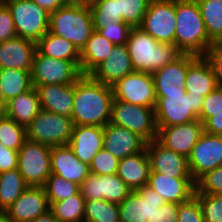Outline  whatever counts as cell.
Masks as SVG:
<instances>
[{
    "label": "cell",
    "mask_w": 222,
    "mask_h": 222,
    "mask_svg": "<svg viewBox=\"0 0 222 222\" xmlns=\"http://www.w3.org/2000/svg\"><path fill=\"white\" fill-rule=\"evenodd\" d=\"M114 99L112 87L82 75L74 83L72 120L74 125L104 127L110 122Z\"/></svg>",
    "instance_id": "cell-1"
},
{
    "label": "cell",
    "mask_w": 222,
    "mask_h": 222,
    "mask_svg": "<svg viewBox=\"0 0 222 222\" xmlns=\"http://www.w3.org/2000/svg\"><path fill=\"white\" fill-rule=\"evenodd\" d=\"M33 87L31 72L21 69H0V88L4 102L31 89Z\"/></svg>",
    "instance_id": "cell-32"
},
{
    "label": "cell",
    "mask_w": 222,
    "mask_h": 222,
    "mask_svg": "<svg viewBox=\"0 0 222 222\" xmlns=\"http://www.w3.org/2000/svg\"><path fill=\"white\" fill-rule=\"evenodd\" d=\"M177 222H205L201 206L195 196L179 204Z\"/></svg>",
    "instance_id": "cell-45"
},
{
    "label": "cell",
    "mask_w": 222,
    "mask_h": 222,
    "mask_svg": "<svg viewBox=\"0 0 222 222\" xmlns=\"http://www.w3.org/2000/svg\"><path fill=\"white\" fill-rule=\"evenodd\" d=\"M194 194L222 195V166L209 170L195 181Z\"/></svg>",
    "instance_id": "cell-41"
},
{
    "label": "cell",
    "mask_w": 222,
    "mask_h": 222,
    "mask_svg": "<svg viewBox=\"0 0 222 222\" xmlns=\"http://www.w3.org/2000/svg\"><path fill=\"white\" fill-rule=\"evenodd\" d=\"M85 222H120L119 204L106 200H87L84 209Z\"/></svg>",
    "instance_id": "cell-36"
},
{
    "label": "cell",
    "mask_w": 222,
    "mask_h": 222,
    "mask_svg": "<svg viewBox=\"0 0 222 222\" xmlns=\"http://www.w3.org/2000/svg\"><path fill=\"white\" fill-rule=\"evenodd\" d=\"M134 72L126 45H115L111 54L89 75L106 86H114L120 79Z\"/></svg>",
    "instance_id": "cell-20"
},
{
    "label": "cell",
    "mask_w": 222,
    "mask_h": 222,
    "mask_svg": "<svg viewBox=\"0 0 222 222\" xmlns=\"http://www.w3.org/2000/svg\"><path fill=\"white\" fill-rule=\"evenodd\" d=\"M28 187L17 168L0 173V211L12 205Z\"/></svg>",
    "instance_id": "cell-33"
},
{
    "label": "cell",
    "mask_w": 222,
    "mask_h": 222,
    "mask_svg": "<svg viewBox=\"0 0 222 222\" xmlns=\"http://www.w3.org/2000/svg\"><path fill=\"white\" fill-rule=\"evenodd\" d=\"M33 87L37 90L41 110L67 117L72 116L74 83Z\"/></svg>",
    "instance_id": "cell-26"
},
{
    "label": "cell",
    "mask_w": 222,
    "mask_h": 222,
    "mask_svg": "<svg viewBox=\"0 0 222 222\" xmlns=\"http://www.w3.org/2000/svg\"><path fill=\"white\" fill-rule=\"evenodd\" d=\"M4 113V110L0 107V116Z\"/></svg>",
    "instance_id": "cell-57"
},
{
    "label": "cell",
    "mask_w": 222,
    "mask_h": 222,
    "mask_svg": "<svg viewBox=\"0 0 222 222\" xmlns=\"http://www.w3.org/2000/svg\"><path fill=\"white\" fill-rule=\"evenodd\" d=\"M127 49L135 72L153 73L182 53L174 44L160 43L140 27H132Z\"/></svg>",
    "instance_id": "cell-3"
},
{
    "label": "cell",
    "mask_w": 222,
    "mask_h": 222,
    "mask_svg": "<svg viewBox=\"0 0 222 222\" xmlns=\"http://www.w3.org/2000/svg\"><path fill=\"white\" fill-rule=\"evenodd\" d=\"M13 17L17 37L37 42L49 29V15L31 0H3Z\"/></svg>",
    "instance_id": "cell-8"
},
{
    "label": "cell",
    "mask_w": 222,
    "mask_h": 222,
    "mask_svg": "<svg viewBox=\"0 0 222 222\" xmlns=\"http://www.w3.org/2000/svg\"><path fill=\"white\" fill-rule=\"evenodd\" d=\"M203 132L222 136V112L215 113L203 122Z\"/></svg>",
    "instance_id": "cell-51"
},
{
    "label": "cell",
    "mask_w": 222,
    "mask_h": 222,
    "mask_svg": "<svg viewBox=\"0 0 222 222\" xmlns=\"http://www.w3.org/2000/svg\"><path fill=\"white\" fill-rule=\"evenodd\" d=\"M50 208L43 186H28L4 212L14 222H31Z\"/></svg>",
    "instance_id": "cell-18"
},
{
    "label": "cell",
    "mask_w": 222,
    "mask_h": 222,
    "mask_svg": "<svg viewBox=\"0 0 222 222\" xmlns=\"http://www.w3.org/2000/svg\"><path fill=\"white\" fill-rule=\"evenodd\" d=\"M202 209L205 222H222V195L194 194Z\"/></svg>",
    "instance_id": "cell-42"
},
{
    "label": "cell",
    "mask_w": 222,
    "mask_h": 222,
    "mask_svg": "<svg viewBox=\"0 0 222 222\" xmlns=\"http://www.w3.org/2000/svg\"><path fill=\"white\" fill-rule=\"evenodd\" d=\"M157 129L156 140L162 146L188 158L203 133V123L198 119L186 124Z\"/></svg>",
    "instance_id": "cell-16"
},
{
    "label": "cell",
    "mask_w": 222,
    "mask_h": 222,
    "mask_svg": "<svg viewBox=\"0 0 222 222\" xmlns=\"http://www.w3.org/2000/svg\"><path fill=\"white\" fill-rule=\"evenodd\" d=\"M222 112V88L217 87L203 98V104L198 119L203 123L208 117Z\"/></svg>",
    "instance_id": "cell-46"
},
{
    "label": "cell",
    "mask_w": 222,
    "mask_h": 222,
    "mask_svg": "<svg viewBox=\"0 0 222 222\" xmlns=\"http://www.w3.org/2000/svg\"><path fill=\"white\" fill-rule=\"evenodd\" d=\"M17 37L13 17L7 5L0 2V42Z\"/></svg>",
    "instance_id": "cell-48"
},
{
    "label": "cell",
    "mask_w": 222,
    "mask_h": 222,
    "mask_svg": "<svg viewBox=\"0 0 222 222\" xmlns=\"http://www.w3.org/2000/svg\"><path fill=\"white\" fill-rule=\"evenodd\" d=\"M150 0H118L119 21L131 27H139L148 9Z\"/></svg>",
    "instance_id": "cell-40"
},
{
    "label": "cell",
    "mask_w": 222,
    "mask_h": 222,
    "mask_svg": "<svg viewBox=\"0 0 222 222\" xmlns=\"http://www.w3.org/2000/svg\"><path fill=\"white\" fill-rule=\"evenodd\" d=\"M203 57L210 64L218 87L222 88V42L213 43Z\"/></svg>",
    "instance_id": "cell-47"
},
{
    "label": "cell",
    "mask_w": 222,
    "mask_h": 222,
    "mask_svg": "<svg viewBox=\"0 0 222 222\" xmlns=\"http://www.w3.org/2000/svg\"><path fill=\"white\" fill-rule=\"evenodd\" d=\"M116 174L132 191L147 185L150 162L146 147L141 152L120 159Z\"/></svg>",
    "instance_id": "cell-28"
},
{
    "label": "cell",
    "mask_w": 222,
    "mask_h": 222,
    "mask_svg": "<svg viewBox=\"0 0 222 222\" xmlns=\"http://www.w3.org/2000/svg\"><path fill=\"white\" fill-rule=\"evenodd\" d=\"M52 147L26 139L18 151V171L28 186H43L51 172Z\"/></svg>",
    "instance_id": "cell-9"
},
{
    "label": "cell",
    "mask_w": 222,
    "mask_h": 222,
    "mask_svg": "<svg viewBox=\"0 0 222 222\" xmlns=\"http://www.w3.org/2000/svg\"><path fill=\"white\" fill-rule=\"evenodd\" d=\"M93 0H67L68 3H84L90 4Z\"/></svg>",
    "instance_id": "cell-55"
},
{
    "label": "cell",
    "mask_w": 222,
    "mask_h": 222,
    "mask_svg": "<svg viewBox=\"0 0 222 222\" xmlns=\"http://www.w3.org/2000/svg\"><path fill=\"white\" fill-rule=\"evenodd\" d=\"M40 111V100L35 87L8 101L4 108V114L7 117L25 128Z\"/></svg>",
    "instance_id": "cell-29"
},
{
    "label": "cell",
    "mask_w": 222,
    "mask_h": 222,
    "mask_svg": "<svg viewBox=\"0 0 222 222\" xmlns=\"http://www.w3.org/2000/svg\"><path fill=\"white\" fill-rule=\"evenodd\" d=\"M209 38L196 0H176L175 46L182 54L204 56Z\"/></svg>",
    "instance_id": "cell-2"
},
{
    "label": "cell",
    "mask_w": 222,
    "mask_h": 222,
    "mask_svg": "<svg viewBox=\"0 0 222 222\" xmlns=\"http://www.w3.org/2000/svg\"><path fill=\"white\" fill-rule=\"evenodd\" d=\"M49 210L59 222H83L85 199L81 192L70 196L68 199L49 202Z\"/></svg>",
    "instance_id": "cell-34"
},
{
    "label": "cell",
    "mask_w": 222,
    "mask_h": 222,
    "mask_svg": "<svg viewBox=\"0 0 222 222\" xmlns=\"http://www.w3.org/2000/svg\"><path fill=\"white\" fill-rule=\"evenodd\" d=\"M73 128L71 117L41 110L26 127V137L50 147L68 145Z\"/></svg>",
    "instance_id": "cell-6"
},
{
    "label": "cell",
    "mask_w": 222,
    "mask_h": 222,
    "mask_svg": "<svg viewBox=\"0 0 222 222\" xmlns=\"http://www.w3.org/2000/svg\"><path fill=\"white\" fill-rule=\"evenodd\" d=\"M188 164L194 181L222 166V136L203 132L188 157Z\"/></svg>",
    "instance_id": "cell-15"
},
{
    "label": "cell",
    "mask_w": 222,
    "mask_h": 222,
    "mask_svg": "<svg viewBox=\"0 0 222 222\" xmlns=\"http://www.w3.org/2000/svg\"><path fill=\"white\" fill-rule=\"evenodd\" d=\"M119 159L105 149H101L90 164V173L94 175L116 174Z\"/></svg>",
    "instance_id": "cell-43"
},
{
    "label": "cell",
    "mask_w": 222,
    "mask_h": 222,
    "mask_svg": "<svg viewBox=\"0 0 222 222\" xmlns=\"http://www.w3.org/2000/svg\"><path fill=\"white\" fill-rule=\"evenodd\" d=\"M103 149L120 159L141 152L146 141L137 133L112 123L104 126Z\"/></svg>",
    "instance_id": "cell-19"
},
{
    "label": "cell",
    "mask_w": 222,
    "mask_h": 222,
    "mask_svg": "<svg viewBox=\"0 0 222 222\" xmlns=\"http://www.w3.org/2000/svg\"><path fill=\"white\" fill-rule=\"evenodd\" d=\"M188 73V54H181L174 61L152 73L155 94L186 93L185 80Z\"/></svg>",
    "instance_id": "cell-25"
},
{
    "label": "cell",
    "mask_w": 222,
    "mask_h": 222,
    "mask_svg": "<svg viewBox=\"0 0 222 222\" xmlns=\"http://www.w3.org/2000/svg\"><path fill=\"white\" fill-rule=\"evenodd\" d=\"M0 222H14L4 211H0Z\"/></svg>",
    "instance_id": "cell-54"
},
{
    "label": "cell",
    "mask_w": 222,
    "mask_h": 222,
    "mask_svg": "<svg viewBox=\"0 0 222 222\" xmlns=\"http://www.w3.org/2000/svg\"><path fill=\"white\" fill-rule=\"evenodd\" d=\"M48 31L71 41L81 51L94 32L89 4L67 3L51 12Z\"/></svg>",
    "instance_id": "cell-4"
},
{
    "label": "cell",
    "mask_w": 222,
    "mask_h": 222,
    "mask_svg": "<svg viewBox=\"0 0 222 222\" xmlns=\"http://www.w3.org/2000/svg\"><path fill=\"white\" fill-rule=\"evenodd\" d=\"M218 87L208 61L203 56L188 54V73L185 80L187 93L203 98Z\"/></svg>",
    "instance_id": "cell-27"
},
{
    "label": "cell",
    "mask_w": 222,
    "mask_h": 222,
    "mask_svg": "<svg viewBox=\"0 0 222 222\" xmlns=\"http://www.w3.org/2000/svg\"><path fill=\"white\" fill-rule=\"evenodd\" d=\"M112 90L116 100L155 108L156 95L152 73L134 71L120 79L112 86Z\"/></svg>",
    "instance_id": "cell-12"
},
{
    "label": "cell",
    "mask_w": 222,
    "mask_h": 222,
    "mask_svg": "<svg viewBox=\"0 0 222 222\" xmlns=\"http://www.w3.org/2000/svg\"><path fill=\"white\" fill-rule=\"evenodd\" d=\"M139 27L160 43L175 45L176 0H150Z\"/></svg>",
    "instance_id": "cell-11"
},
{
    "label": "cell",
    "mask_w": 222,
    "mask_h": 222,
    "mask_svg": "<svg viewBox=\"0 0 222 222\" xmlns=\"http://www.w3.org/2000/svg\"><path fill=\"white\" fill-rule=\"evenodd\" d=\"M131 26L123 21H116L114 24L106 25L97 32L115 45H126Z\"/></svg>",
    "instance_id": "cell-44"
},
{
    "label": "cell",
    "mask_w": 222,
    "mask_h": 222,
    "mask_svg": "<svg viewBox=\"0 0 222 222\" xmlns=\"http://www.w3.org/2000/svg\"><path fill=\"white\" fill-rule=\"evenodd\" d=\"M150 172L174 178H192L188 158L162 146L156 139L146 142Z\"/></svg>",
    "instance_id": "cell-17"
},
{
    "label": "cell",
    "mask_w": 222,
    "mask_h": 222,
    "mask_svg": "<svg viewBox=\"0 0 222 222\" xmlns=\"http://www.w3.org/2000/svg\"><path fill=\"white\" fill-rule=\"evenodd\" d=\"M18 168V151L0 143V173Z\"/></svg>",
    "instance_id": "cell-50"
},
{
    "label": "cell",
    "mask_w": 222,
    "mask_h": 222,
    "mask_svg": "<svg viewBox=\"0 0 222 222\" xmlns=\"http://www.w3.org/2000/svg\"><path fill=\"white\" fill-rule=\"evenodd\" d=\"M117 174H89L80 185L82 197L87 200H106L120 204L131 192Z\"/></svg>",
    "instance_id": "cell-14"
},
{
    "label": "cell",
    "mask_w": 222,
    "mask_h": 222,
    "mask_svg": "<svg viewBox=\"0 0 222 222\" xmlns=\"http://www.w3.org/2000/svg\"><path fill=\"white\" fill-rule=\"evenodd\" d=\"M35 52L36 43L22 37L0 42V69H21L31 72Z\"/></svg>",
    "instance_id": "cell-24"
},
{
    "label": "cell",
    "mask_w": 222,
    "mask_h": 222,
    "mask_svg": "<svg viewBox=\"0 0 222 222\" xmlns=\"http://www.w3.org/2000/svg\"><path fill=\"white\" fill-rule=\"evenodd\" d=\"M31 222H59V221L55 218L53 213L50 210H48L46 213L40 215Z\"/></svg>",
    "instance_id": "cell-53"
},
{
    "label": "cell",
    "mask_w": 222,
    "mask_h": 222,
    "mask_svg": "<svg viewBox=\"0 0 222 222\" xmlns=\"http://www.w3.org/2000/svg\"><path fill=\"white\" fill-rule=\"evenodd\" d=\"M166 201L153 189L145 185L131 191L119 204L120 222H148Z\"/></svg>",
    "instance_id": "cell-13"
},
{
    "label": "cell",
    "mask_w": 222,
    "mask_h": 222,
    "mask_svg": "<svg viewBox=\"0 0 222 222\" xmlns=\"http://www.w3.org/2000/svg\"><path fill=\"white\" fill-rule=\"evenodd\" d=\"M48 202H57L68 199L80 191V186L74 182L67 181L62 177L51 174L43 185Z\"/></svg>",
    "instance_id": "cell-39"
},
{
    "label": "cell",
    "mask_w": 222,
    "mask_h": 222,
    "mask_svg": "<svg viewBox=\"0 0 222 222\" xmlns=\"http://www.w3.org/2000/svg\"><path fill=\"white\" fill-rule=\"evenodd\" d=\"M40 7L44 8L47 12L51 13L66 5L67 0H31Z\"/></svg>",
    "instance_id": "cell-52"
},
{
    "label": "cell",
    "mask_w": 222,
    "mask_h": 222,
    "mask_svg": "<svg viewBox=\"0 0 222 222\" xmlns=\"http://www.w3.org/2000/svg\"><path fill=\"white\" fill-rule=\"evenodd\" d=\"M5 106H6V103L4 102L3 93H2V90L0 88V107L4 110Z\"/></svg>",
    "instance_id": "cell-56"
},
{
    "label": "cell",
    "mask_w": 222,
    "mask_h": 222,
    "mask_svg": "<svg viewBox=\"0 0 222 222\" xmlns=\"http://www.w3.org/2000/svg\"><path fill=\"white\" fill-rule=\"evenodd\" d=\"M154 108L157 127L186 124L198 120L203 104L202 96L173 92L155 94Z\"/></svg>",
    "instance_id": "cell-5"
},
{
    "label": "cell",
    "mask_w": 222,
    "mask_h": 222,
    "mask_svg": "<svg viewBox=\"0 0 222 222\" xmlns=\"http://www.w3.org/2000/svg\"><path fill=\"white\" fill-rule=\"evenodd\" d=\"M26 139V128L3 113L0 116V143L6 148L19 151Z\"/></svg>",
    "instance_id": "cell-38"
},
{
    "label": "cell",
    "mask_w": 222,
    "mask_h": 222,
    "mask_svg": "<svg viewBox=\"0 0 222 222\" xmlns=\"http://www.w3.org/2000/svg\"><path fill=\"white\" fill-rule=\"evenodd\" d=\"M110 123L137 133L146 142L157 138L154 108L113 99Z\"/></svg>",
    "instance_id": "cell-7"
},
{
    "label": "cell",
    "mask_w": 222,
    "mask_h": 222,
    "mask_svg": "<svg viewBox=\"0 0 222 222\" xmlns=\"http://www.w3.org/2000/svg\"><path fill=\"white\" fill-rule=\"evenodd\" d=\"M51 172L79 186L90 174V166L81 162L69 145L52 147Z\"/></svg>",
    "instance_id": "cell-23"
},
{
    "label": "cell",
    "mask_w": 222,
    "mask_h": 222,
    "mask_svg": "<svg viewBox=\"0 0 222 222\" xmlns=\"http://www.w3.org/2000/svg\"><path fill=\"white\" fill-rule=\"evenodd\" d=\"M115 44L94 31L80 51V71L89 75L111 54Z\"/></svg>",
    "instance_id": "cell-30"
},
{
    "label": "cell",
    "mask_w": 222,
    "mask_h": 222,
    "mask_svg": "<svg viewBox=\"0 0 222 222\" xmlns=\"http://www.w3.org/2000/svg\"><path fill=\"white\" fill-rule=\"evenodd\" d=\"M147 186L155 190L167 203H183L195 192L193 178H174L150 172Z\"/></svg>",
    "instance_id": "cell-22"
},
{
    "label": "cell",
    "mask_w": 222,
    "mask_h": 222,
    "mask_svg": "<svg viewBox=\"0 0 222 222\" xmlns=\"http://www.w3.org/2000/svg\"><path fill=\"white\" fill-rule=\"evenodd\" d=\"M104 127L74 125L69 147L81 162L90 166L93 158L103 148Z\"/></svg>",
    "instance_id": "cell-21"
},
{
    "label": "cell",
    "mask_w": 222,
    "mask_h": 222,
    "mask_svg": "<svg viewBox=\"0 0 222 222\" xmlns=\"http://www.w3.org/2000/svg\"><path fill=\"white\" fill-rule=\"evenodd\" d=\"M178 208L179 204L166 202L158 207L148 222H177Z\"/></svg>",
    "instance_id": "cell-49"
},
{
    "label": "cell",
    "mask_w": 222,
    "mask_h": 222,
    "mask_svg": "<svg viewBox=\"0 0 222 222\" xmlns=\"http://www.w3.org/2000/svg\"><path fill=\"white\" fill-rule=\"evenodd\" d=\"M91 9L94 31L119 21L118 0H93Z\"/></svg>",
    "instance_id": "cell-37"
},
{
    "label": "cell",
    "mask_w": 222,
    "mask_h": 222,
    "mask_svg": "<svg viewBox=\"0 0 222 222\" xmlns=\"http://www.w3.org/2000/svg\"><path fill=\"white\" fill-rule=\"evenodd\" d=\"M209 38L222 42V0H196Z\"/></svg>",
    "instance_id": "cell-35"
},
{
    "label": "cell",
    "mask_w": 222,
    "mask_h": 222,
    "mask_svg": "<svg viewBox=\"0 0 222 222\" xmlns=\"http://www.w3.org/2000/svg\"><path fill=\"white\" fill-rule=\"evenodd\" d=\"M36 50L40 54L54 59L80 61V51L73 43L50 31L36 42Z\"/></svg>",
    "instance_id": "cell-31"
},
{
    "label": "cell",
    "mask_w": 222,
    "mask_h": 222,
    "mask_svg": "<svg viewBox=\"0 0 222 222\" xmlns=\"http://www.w3.org/2000/svg\"><path fill=\"white\" fill-rule=\"evenodd\" d=\"M81 76L80 61L54 59L36 50L31 70L33 86L73 84Z\"/></svg>",
    "instance_id": "cell-10"
}]
</instances>
